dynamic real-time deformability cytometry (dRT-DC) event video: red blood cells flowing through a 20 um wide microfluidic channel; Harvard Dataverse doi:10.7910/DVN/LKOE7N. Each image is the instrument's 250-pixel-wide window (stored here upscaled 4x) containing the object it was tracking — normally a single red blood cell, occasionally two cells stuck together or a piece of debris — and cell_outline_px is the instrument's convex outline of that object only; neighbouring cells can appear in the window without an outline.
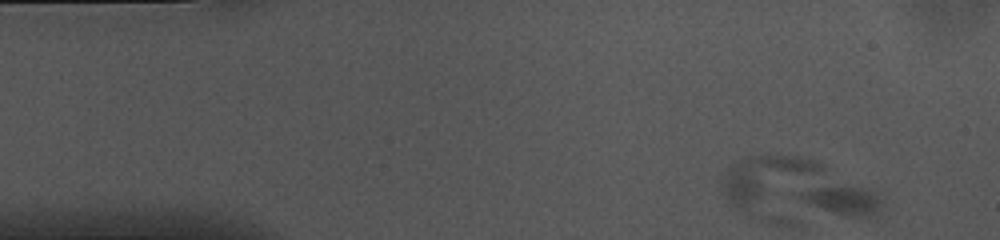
{"species": "common noctule bat (a hibernating species)", "species_latin": "Nyctalus noctula", "temperature_condition": "cold", "stored_images_in_passage": 38, "camera_frame_rate_fps": 3000, "um_per_image_px": 0.085, "animal": {"sex": "female", "body_mass_g": 10.0, "forearm_length_mm": 53.1}, "frame": {"image": 1, "passage_image": 1, "time_ms": 0.0, "image_size_px": [1000, 240], "cell_outline_px": [[884, 200], [880, 212], [868, 216], [852, 216], [836, 212], [824, 208], [804, 200], [800, 196], [800, 192], [816, 184], [820, 184], [864, 188], [880, 192]], "centroid_in_image_um": [71.8, 16.95], "position_along_channel_um": 13.2, "area_um2": 13.81}}
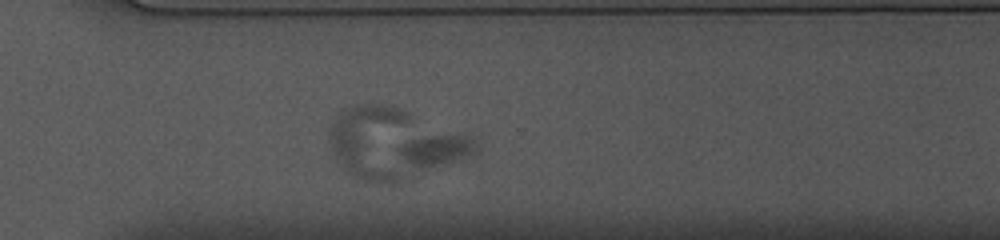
{"frame": {"image": 2, "passage_image": 34, "time_ms": 11.0, "image_size_px": [1000, 240], "cell_outline_px": [[476, 152], [460, 160], [428, 168], [420, 168], [412, 164], [396, 148], [400, 144], [412, 140], [428, 136], [456, 132], [468, 132], [476, 140]], "centroid_in_image_um": [37.27, 12.68], "position_along_channel_um": 333.3, "area_um2": 14.39}}